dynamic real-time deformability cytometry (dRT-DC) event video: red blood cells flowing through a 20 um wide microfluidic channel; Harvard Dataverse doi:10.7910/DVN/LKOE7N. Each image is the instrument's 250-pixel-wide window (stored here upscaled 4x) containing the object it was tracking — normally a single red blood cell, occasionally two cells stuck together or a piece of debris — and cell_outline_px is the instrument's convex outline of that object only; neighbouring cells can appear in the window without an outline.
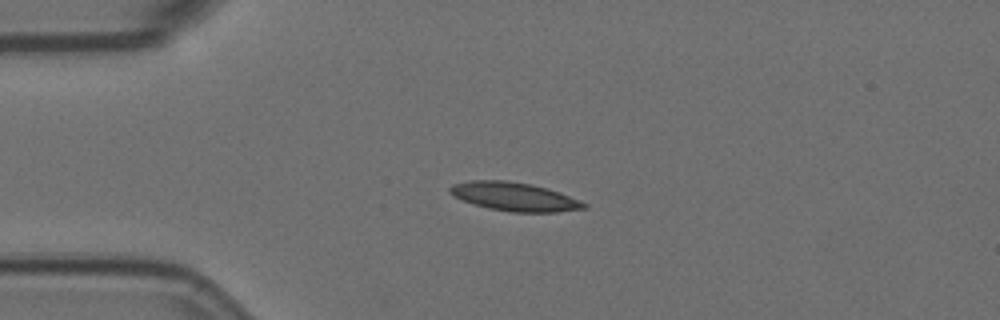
{"species": "Egyptian fruit bat (a non-hibernating species)", "species_latin": "Rousettus aegyptiacus", "temperature_condition": "room temperature", "stored_images_in_passage": 3, "camera_frame_rate_fps": 3000, "um_per_image_px": 0.085, "animal": {"sex": "female"}, "frame": {"image": 1, "passage_image": 2, "time_ms": 0.333, "image_size_px": [1000, 320], "cell_outline_px": [[588, 208], [556, 212], [512, 212], [488, 208], [472, 204], [452, 196], [448, 192], [448, 188], [452, 184], [472, 180], [504, 180], [528, 184], [548, 188], [560, 192], [588, 204]], "centroid_in_image_um": [43.69, 16.72], "position_along_channel_um": 41.3, "area_um2": 22.43}}